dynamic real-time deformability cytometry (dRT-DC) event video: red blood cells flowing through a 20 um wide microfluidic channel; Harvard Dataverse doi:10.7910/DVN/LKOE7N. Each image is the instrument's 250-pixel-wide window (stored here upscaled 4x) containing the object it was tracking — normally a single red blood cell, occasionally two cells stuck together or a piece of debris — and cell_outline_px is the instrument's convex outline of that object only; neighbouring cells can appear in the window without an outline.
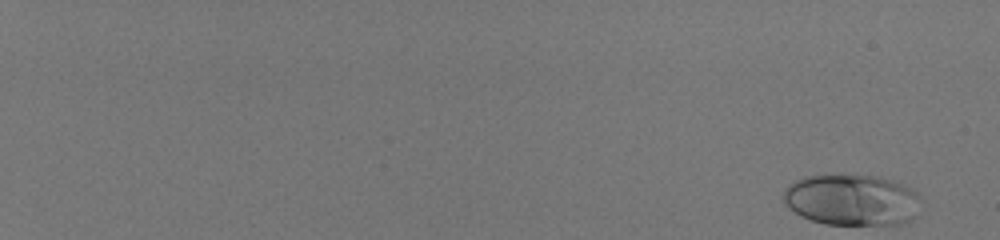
{"species": "human", "species_latin": "Homo sapiens", "temperature_condition": "room temperature", "stored_images_in_passage": 56, "camera_frame_rate_fps": 3000, "um_per_image_px": 0.085, "donor": {"sex": "male"}, "frame": {"image": 1, "passage_image": 1, "time_ms": 0.0, "image_size_px": [1000, 240], "cell_outline_px": [[920, 196], [912, 216], [908, 220], [900, 224], [824, 224], [800, 216], [788, 208], [784, 204], [784, 188], [788, 184], [804, 176], [824, 172], [828, 172], [880, 176], [892, 180], [916, 192]], "centroid_in_image_um": [72.29, 16.93], "position_along_channel_um": 12.7, "area_um2": 41.56}}
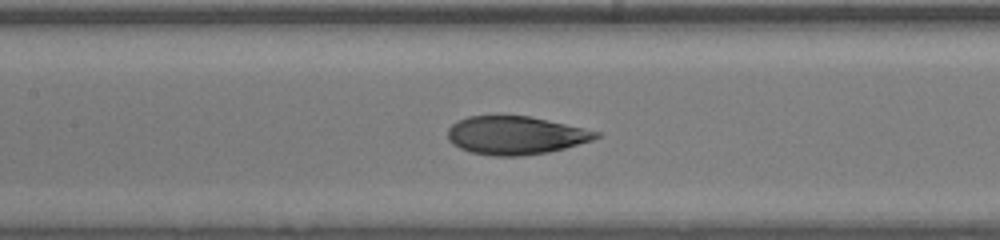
{"frame": {"image": 2, "passage_image": 32, "time_ms": 10.333, "image_size_px": [1000, 240], "cell_outline_px": [[600, 136], [592, 140], [564, 148], [548, 152], [520, 156], [492, 156], [468, 152], [452, 144], [448, 140], [448, 128], [456, 120], [468, 116], [528, 116], [600, 132]], "centroid_in_image_um": [43.76, 11.51], "position_along_channel_um": 163.6, "area_um2": 32.89}}
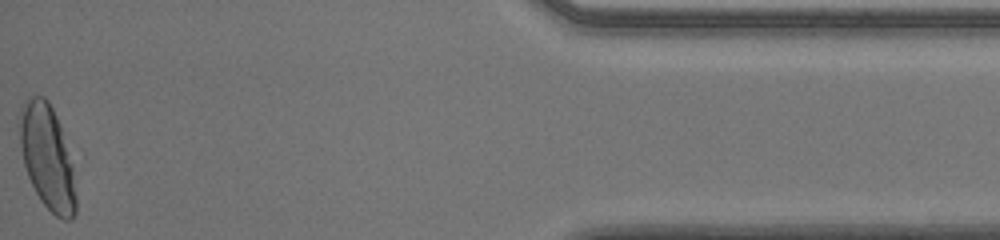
{"frame": {"image": 3, "passage_image": 56, "time_ms": 18.333, "image_size_px": [1000, 240], "cell_outline_px": [[76, 212], [72, 220], [64, 220], [56, 216], [40, 200], [28, 176], [24, 164], [16, 124], [16, 116], [24, 100], [32, 96], [44, 96], [48, 100], [60, 124], [72, 164], [76, 196]], "centroid_in_image_um": [3.98, 13.31], "position_along_channel_um": 431.2, "area_um2": 34.68}, "authors_computed_cell_mechanics": {"area_um2": 34.4199, "velocity_mm_per_s": 4.0343, "shape_relaxation_time_tau1_ms": 4.5843, "shape_relaxation_time_tau2_ms": null, "deformation_change_tau1": 0.2064, "deformation_change_tau2": null}}